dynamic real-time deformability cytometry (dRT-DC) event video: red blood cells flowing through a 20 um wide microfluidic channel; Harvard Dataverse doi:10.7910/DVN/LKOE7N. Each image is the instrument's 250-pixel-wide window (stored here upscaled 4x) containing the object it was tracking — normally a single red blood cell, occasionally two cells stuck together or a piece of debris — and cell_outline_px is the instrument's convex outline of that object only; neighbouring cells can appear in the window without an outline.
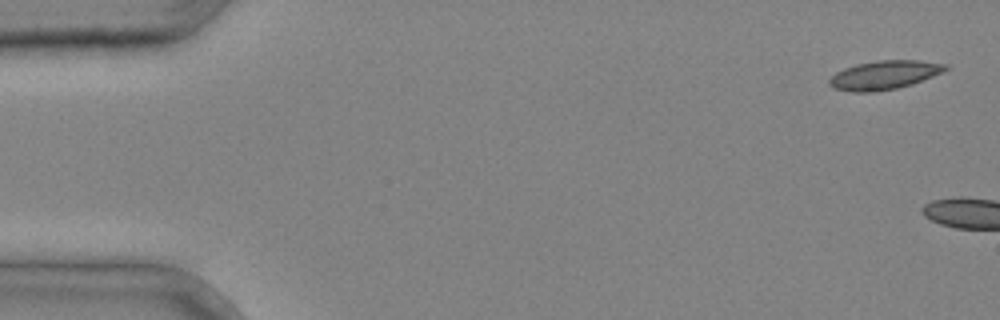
{"species": "common noctule bat (a hibernating species)", "species_latin": "Nyctalus noctula", "temperature_condition": "cold", "stored_images_in_passage": 5, "camera_frame_rate_fps": 3000, "um_per_image_px": 0.085, "animal": {"sex": "male", "body_mass_g": 20.4}, "frame": {"image": 1, "passage_image": 1, "time_ms": 0.0, "image_size_px": [1000, 320], "cell_outline_px": [[948, 68], [932, 76], [912, 84], [896, 88], [876, 92], [852, 92], [832, 88], [828, 84], [828, 80], [836, 72], [844, 68], [856, 64], [876, 60], [920, 60], [948, 64]], "centroid_in_image_um": [75.12, 6.37], "position_along_channel_um": 9.9, "area_um2": 19.54}}